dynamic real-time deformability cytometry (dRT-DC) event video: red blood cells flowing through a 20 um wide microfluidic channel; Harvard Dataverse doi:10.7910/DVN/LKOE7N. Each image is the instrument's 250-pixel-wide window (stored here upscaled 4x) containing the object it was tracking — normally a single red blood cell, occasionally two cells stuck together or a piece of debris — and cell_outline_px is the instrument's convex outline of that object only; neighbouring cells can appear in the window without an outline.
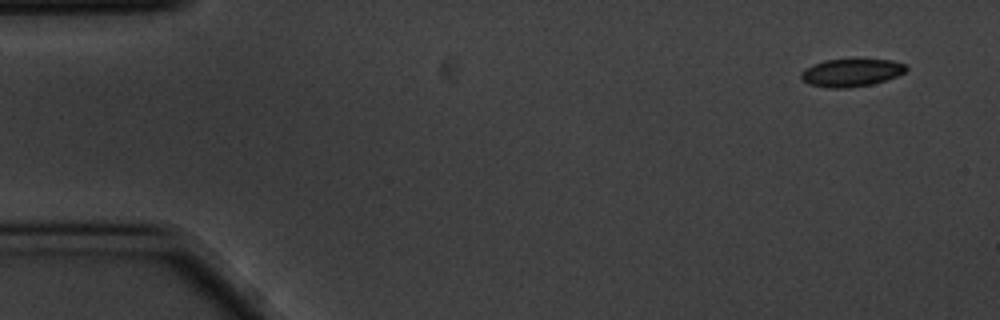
{"species": "common noctule bat (a hibernating species)", "species_latin": "Nyctalus noctula", "temperature_condition": "cold", "stored_images_in_passage": 7, "camera_frame_rate_fps": 3000, "um_per_image_px": 0.085, "animal": {"sex": "male", "body_mass_g": 20.1, "forearm_length_mm": 53.5}, "frame": {"image": 1, "passage_image": 1, "time_ms": 0.0, "image_size_px": [1000, 320], "cell_outline_px": [[908, 68], [904, 72], [896, 76], [872, 84], [844, 88], [828, 88], [808, 84], [800, 76], [800, 72], [804, 68], [812, 64], [824, 60], [892, 60], [904, 64]], "centroid_in_image_um": [72.3, 6.18], "position_along_channel_um": 12.7, "area_um2": 16.82}}
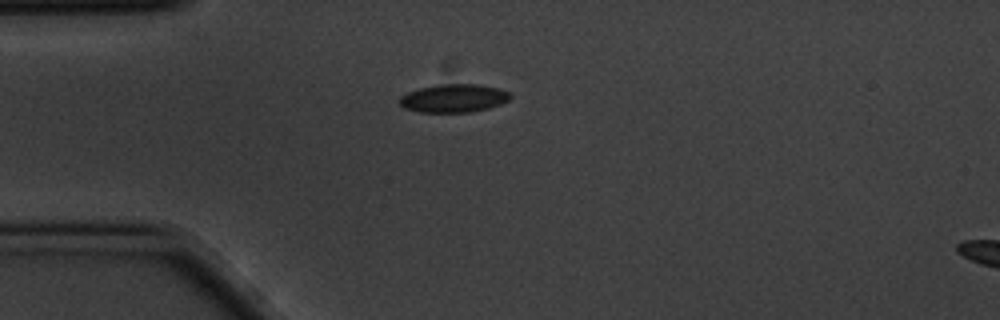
{"frame": {"image": 2, "passage_image": 4, "time_ms": 1.0, "image_size_px": [1000, 320], "cell_outline_px": [[512, 96], [508, 100], [500, 104], [488, 108], [472, 112], [420, 112], [404, 108], [400, 104], [400, 96], [408, 92], [420, 88], [440, 84], [480, 84], [500, 88], [512, 92]], "centroid_in_image_um": [38.61, 8.34], "position_along_channel_um": 46.4, "area_um2": 18.32}}